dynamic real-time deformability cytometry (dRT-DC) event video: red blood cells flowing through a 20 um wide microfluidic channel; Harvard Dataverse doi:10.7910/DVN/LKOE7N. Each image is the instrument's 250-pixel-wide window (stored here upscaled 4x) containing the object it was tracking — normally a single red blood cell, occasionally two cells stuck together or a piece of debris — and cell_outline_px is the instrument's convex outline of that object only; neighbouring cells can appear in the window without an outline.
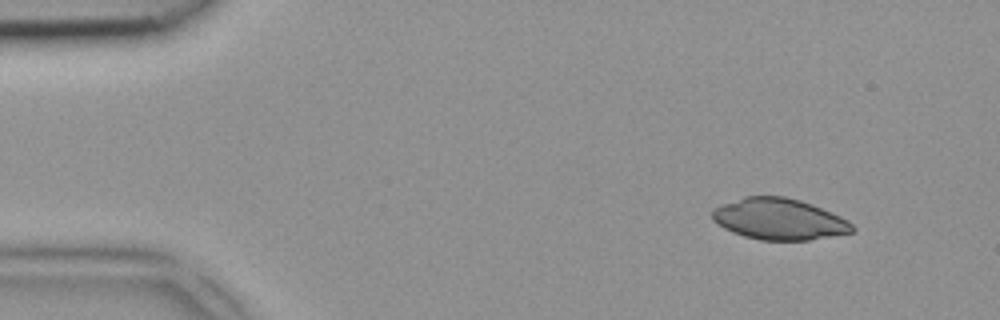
{"species": "common noctule bat (a hibernating species)", "species_latin": "Nyctalus noctula", "temperature_condition": "room temperature", "stored_images_in_passage": 5, "camera_frame_rate_fps": 3000, "um_per_image_px": 0.085, "animal": {"sex": "female", "body_mass_g": 18.4}, "frame": {"image": 1, "passage_image": 2, "time_ms": 0.333, "image_size_px": [1000, 320], "cell_outline_px": [[856, 228], [852, 232], [808, 240], [760, 240], [744, 236], [732, 232], [716, 224], [712, 220], [712, 208], [720, 204], [744, 196], [784, 196], [800, 200], [812, 204], [840, 216], [848, 220]], "centroid_in_image_um": [66.18, 18.61], "position_along_channel_um": 18.8, "area_um2": 33.81}}